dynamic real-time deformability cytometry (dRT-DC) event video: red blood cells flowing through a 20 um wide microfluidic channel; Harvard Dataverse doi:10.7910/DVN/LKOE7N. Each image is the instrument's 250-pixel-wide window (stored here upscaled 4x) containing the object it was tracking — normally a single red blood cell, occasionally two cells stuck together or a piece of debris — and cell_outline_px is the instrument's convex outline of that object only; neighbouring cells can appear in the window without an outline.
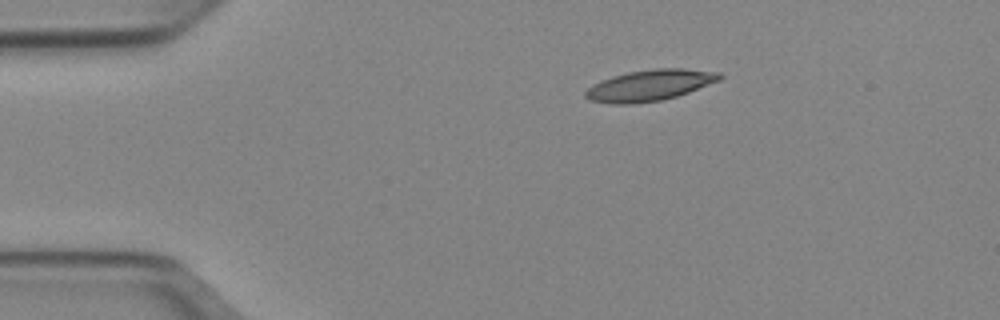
{"species": "Egyptian fruit bat (a non-hibernating species)", "species_latin": "Rousettus aegyptiacus", "temperature_condition": "cold", "stored_images_in_passage": 43, "camera_frame_rate_fps": 3000, "um_per_image_px": 0.085, "animal": {"sex": "female"}, "frame": {"image": 1, "passage_image": 1, "time_ms": 0.0, "image_size_px": [1000, 320], "cell_outline_px": [[724, 76], [720, 80], [688, 92], [676, 96], [660, 100], [632, 104], [612, 104], [588, 100], [584, 96], [584, 92], [592, 84], [612, 76], [628, 72], [652, 68], [684, 68], [720, 72]], "centroid_in_image_um": [55.21, 7.24], "position_along_channel_um": 29.8, "area_um2": 24.39}}
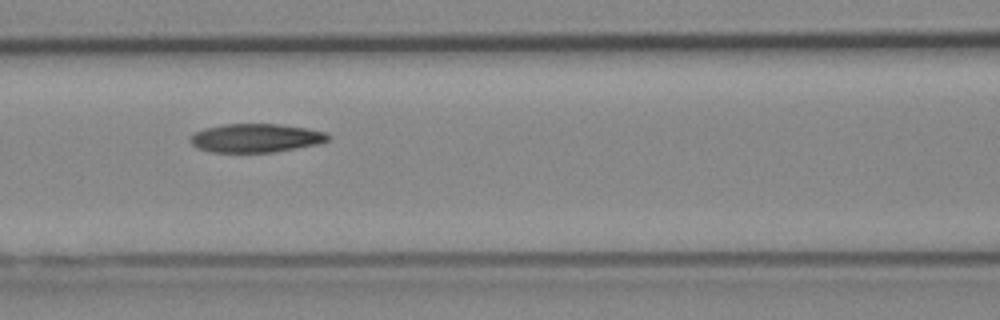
{"frame": {"image": 2, "passage_image": 14, "time_ms": 4.333, "image_size_px": [1000, 320], "cell_outline_px": [[332, 136], [328, 140], [316, 144], [296, 148], [272, 152], [212, 152], [196, 148], [188, 140], [192, 132], [204, 128], [224, 124], [280, 124], [308, 128], [328, 132]], "centroid_in_image_um": [21.72, 11.72], "position_along_channel_um": 144.9, "area_um2": 23.24}}
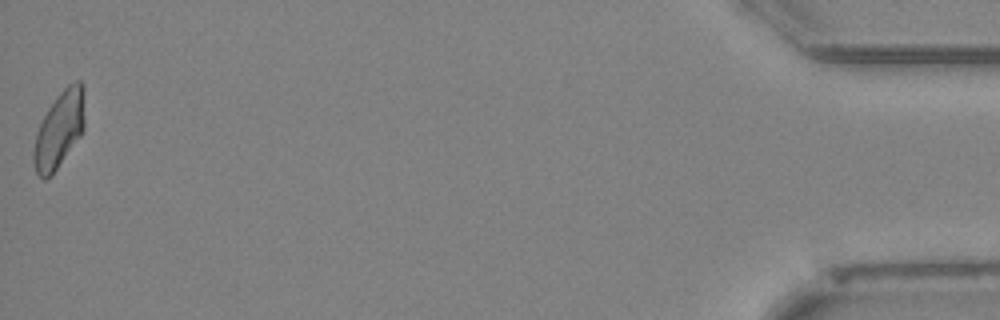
{"frame": {"image": 3, "passage_image": 43, "time_ms": 14.0, "image_size_px": [1000, 320], "cell_outline_px": [[84, 128], [80, 136], [52, 176], [44, 180], [36, 172], [32, 160], [32, 152], [36, 132], [48, 108], [56, 96], [68, 84], [76, 80], [80, 80], [84, 84]], "centroid_in_image_um": [5.03, 11.02], "position_along_channel_um": 430.2, "area_um2": 23.0}, "authors_computed_cell_mechanics": {"area_um2": 23.4668, "velocity_mm_per_s": 3.9416, "shape_relaxation_time_tau1_ms": 8.1113, "shape_relaxation_time_tau2_ms": 5.0693, "deformation_change_tau1": 0.1927, "deformation_change_tau2": 0.1237}}